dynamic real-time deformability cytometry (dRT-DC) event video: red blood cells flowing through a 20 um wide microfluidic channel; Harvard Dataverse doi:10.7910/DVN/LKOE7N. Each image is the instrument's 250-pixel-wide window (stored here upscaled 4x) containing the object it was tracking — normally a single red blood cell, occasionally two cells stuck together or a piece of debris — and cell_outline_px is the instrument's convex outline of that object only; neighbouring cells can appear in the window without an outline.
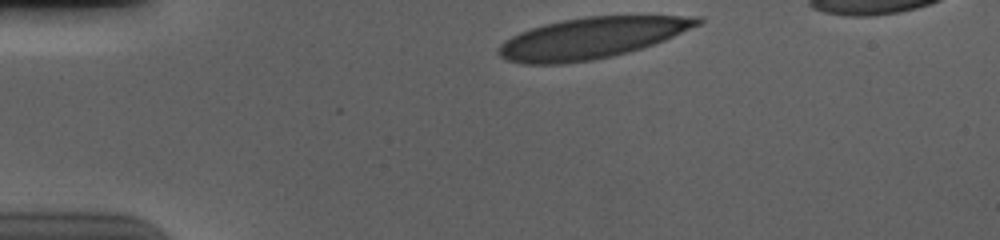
{"species": "human", "species_latin": "Homo sapiens", "temperature_condition": "cold", "stored_images_in_passage": 35, "camera_frame_rate_fps": 3000, "um_per_image_px": 0.085, "donor": {"sex": "male"}, "frame": {"image": 1, "passage_image": 1, "time_ms": 0.0, "image_size_px": [1000, 240], "cell_outline_px": [[704, 20], [700, 24], [664, 40], [628, 52], [612, 56], [592, 60], [564, 64], [524, 64], [508, 60], [500, 56], [496, 52], [496, 48], [504, 40], [520, 32], [544, 24], [584, 16], [700, 16]], "centroid_in_image_um": [50.24, 3.23], "position_along_channel_um": 34.8, "area_um2": 47.4}}
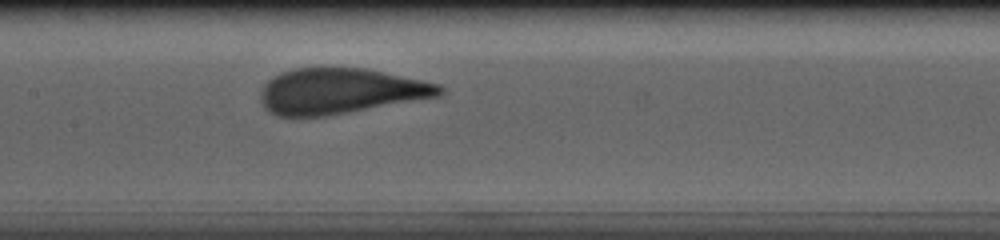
{"frame": {"image": 2, "passage_image": 17, "time_ms": 5.333, "image_size_px": [1000, 240], "cell_outline_px": [[444, 92], [440, 96], [324, 116], [276, 116], [268, 112], [264, 108], [260, 100], [260, 92], [264, 84], [272, 76], [280, 72], [296, 68], [364, 68], [384, 72], [440, 84], [444, 88]], "centroid_in_image_um": [28.88, 7.74], "position_along_channel_um": 178.5, "area_um2": 47.45}}
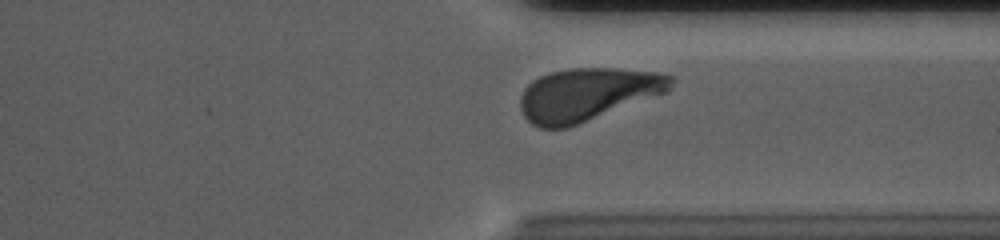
{"frame": {"image": 3, "passage_image": 32, "time_ms": 10.333, "image_size_px": [1000, 240], "cell_outline_px": [[676, 80], [668, 92], [568, 128], [540, 128], [532, 124], [524, 116], [520, 108], [520, 96], [524, 88], [532, 80], [540, 76], [552, 72], [572, 68], [616, 68], [660, 72], [676, 76]], "centroid_in_image_um": [49.98, 8.01], "position_along_channel_um": 361.4, "area_um2": 46.82}, "authors_computed_cell_mechanics": {"area_um2": 47.8006, "velocity_mm_per_s": 3.6627, "shape_relaxation_time_tau1_ms": 3.2261, "shape_relaxation_time_tau2_ms": null, "deformation_change_tau1": 0.1695, "deformation_change_tau2": null}}